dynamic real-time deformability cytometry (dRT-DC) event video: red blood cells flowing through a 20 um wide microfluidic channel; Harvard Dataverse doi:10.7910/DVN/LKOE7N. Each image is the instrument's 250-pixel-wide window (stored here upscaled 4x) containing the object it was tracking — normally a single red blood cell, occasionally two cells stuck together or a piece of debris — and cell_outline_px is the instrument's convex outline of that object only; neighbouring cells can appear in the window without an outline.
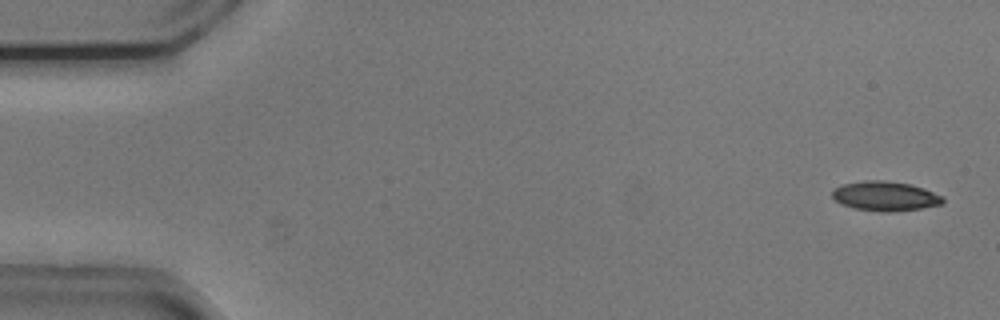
{"species": "common noctule bat (a hibernating species)", "species_latin": "Nyctalus noctula", "temperature_condition": "cold", "stored_images_in_passage": 53, "camera_frame_rate_fps": 3000, "um_per_image_px": 0.085, "animal": {"sex": "male", "body_mass_g": 20.5, "forearm_length_mm": 52.5}, "frame": {"image": 1, "passage_image": 1, "time_ms": 0.0, "image_size_px": [1000, 320], "cell_outline_px": [[944, 204], [896, 212], [884, 212], [856, 208], [840, 204], [832, 196], [832, 188], [840, 184], [864, 180], [884, 180], [912, 184], [924, 188], [944, 196]], "centroid_in_image_um": [75.25, 16.66], "position_along_channel_um": 9.8, "area_um2": 19.36}}
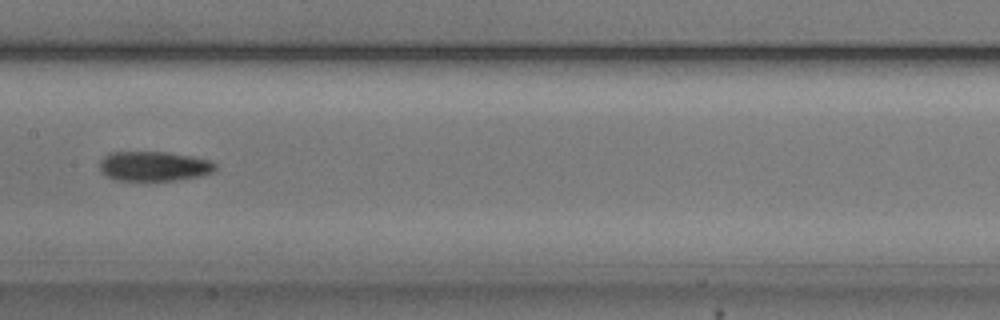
{"frame": {"image": 2, "passage_image": 26, "time_ms": 8.333, "image_size_px": [1000, 320], "cell_outline_px": [[216, 168], [212, 172], [200, 176], [176, 180], [144, 184], [116, 180], [108, 176], [100, 168], [100, 160], [108, 152], [168, 152], [192, 156], [208, 160], [216, 164]], "centroid_in_image_um": [13.06, 14.17], "position_along_channel_um": 194.3, "area_um2": 20.75}}
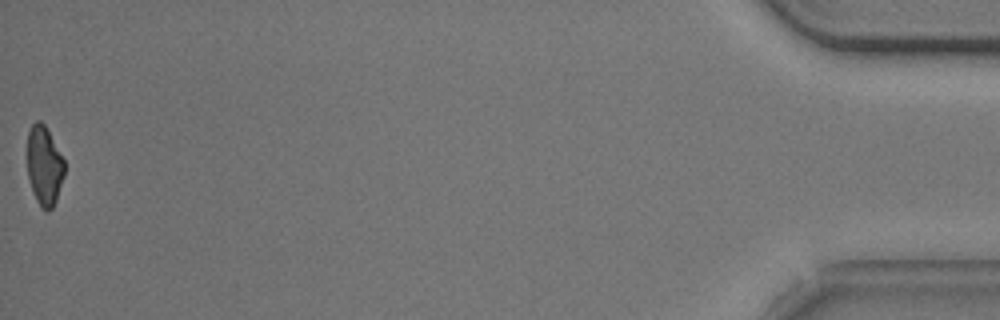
{"frame": {"image": 3, "passage_image": 53, "time_ms": 17.333, "image_size_px": [1000, 320], "cell_outline_px": [[64, 176], [56, 200], [52, 208], [48, 212], [40, 208], [32, 192], [28, 176], [28, 132], [32, 124], [36, 120], [40, 120], [44, 124], [64, 160]], "centroid_in_image_um": [3.76, 14.12], "position_along_channel_um": 431.4, "area_um2": 17.11}, "authors_computed_cell_mechanics": {"area_um2": 19.4786, "velocity_mm_per_s": 3.7344, "shape_relaxation_time_tau1_ms": 4.6794, "shape_relaxation_time_tau2_ms": 9.8661, "deformation_change_tau1": 0.1263, "deformation_change_tau2": 0.1757}}